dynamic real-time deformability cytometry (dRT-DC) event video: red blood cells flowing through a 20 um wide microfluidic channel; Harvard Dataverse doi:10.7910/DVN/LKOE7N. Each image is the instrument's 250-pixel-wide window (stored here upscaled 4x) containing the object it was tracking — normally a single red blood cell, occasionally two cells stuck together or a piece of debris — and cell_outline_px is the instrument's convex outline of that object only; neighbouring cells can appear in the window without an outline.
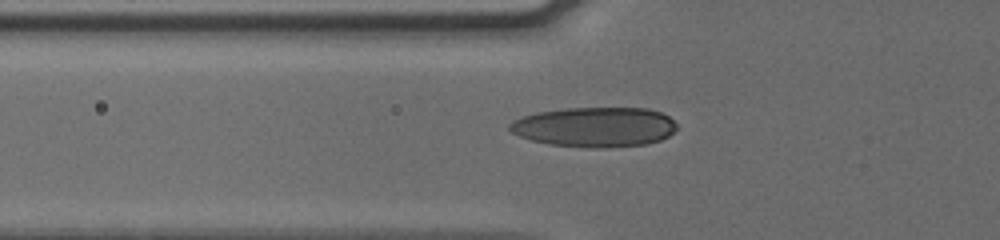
{"species": "human", "species_latin": "Homo sapiens", "temperature_condition": "cold", "stored_images_in_passage": 36, "camera_frame_rate_fps": 3000, "um_per_image_px": 0.085, "donor": {"sex": "male"}, "frame": {"image": 1, "passage_image": 2, "time_ms": 0.333, "image_size_px": [1000, 240], "cell_outline_px": [[676, 128], [668, 136], [660, 140], [644, 144], [604, 148], [596, 148], [548, 144], [532, 140], [520, 136], [512, 132], [508, 128], [508, 124], [512, 120], [520, 116], [536, 112], [564, 108], [648, 108], [660, 112], [668, 116], [676, 124]], "centroid_in_image_um": [50.51, 10.78], "position_along_channel_um": 75.3, "area_um2": 38.9}}
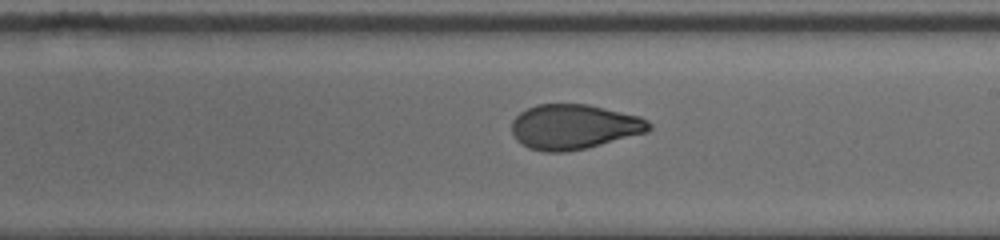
{"frame": {"image": 2, "passage_image": 15, "time_ms": 4.667, "image_size_px": [1000, 240], "cell_outline_px": [[652, 128], [648, 132], [584, 148], [564, 152], [544, 152], [528, 148], [520, 144], [516, 140], [512, 132], [512, 120], [520, 112], [536, 104], [588, 104], [640, 116], [648, 120], [652, 124]], "centroid_in_image_um": [48.78, 10.77], "position_along_channel_um": 240.2, "area_um2": 36.01}}
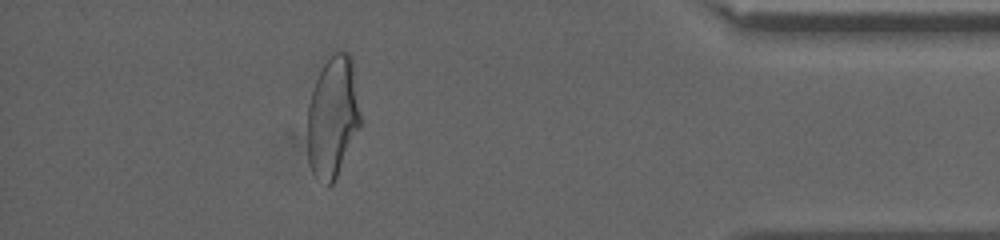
{"frame": {"image": 3, "passage_image": 31, "time_ms": 10.0, "image_size_px": [1000, 240], "cell_outline_px": [[360, 124], [336, 180], [328, 188], [312, 172], [308, 160], [308, 104], [324, 56], [332, 48], [348, 52], [352, 56], [360, 116]], "centroid_in_image_um": [28.27, 9.85], "position_along_channel_um": 406.9, "area_um2": 38.03}, "authors_computed_cell_mechanics": {"area_um2": 36.9053, "velocity_mm_per_s": 3.8125, "shape_relaxation_time_tau1_ms": 7.5965, "shape_relaxation_time_tau2_ms": 1.2392, "deformation_change_tau1": 0.2022, "deformation_change_tau2": 0.0685}}